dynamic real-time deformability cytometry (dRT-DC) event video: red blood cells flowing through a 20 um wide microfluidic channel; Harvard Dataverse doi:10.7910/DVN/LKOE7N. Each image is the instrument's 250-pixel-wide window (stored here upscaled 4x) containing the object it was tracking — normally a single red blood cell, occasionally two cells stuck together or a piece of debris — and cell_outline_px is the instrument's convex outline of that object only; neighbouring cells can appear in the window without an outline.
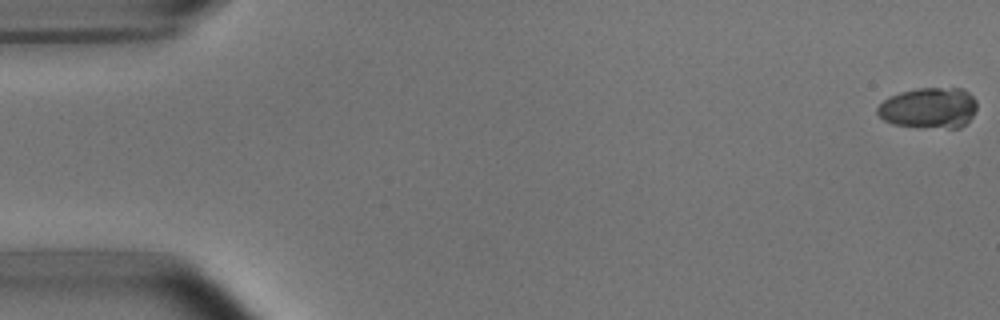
{"species": "common noctule bat (a hibernating species)", "species_latin": "Nyctalus noctula", "temperature_condition": "room temperature", "stored_images_in_passage": 6, "camera_frame_rate_fps": 3000, "um_per_image_px": 0.085, "animal": {"sex": "male", "body_mass_g": 15.6}, "frame": {"image": 1, "passage_image": 1, "time_ms": 0.0, "image_size_px": [1000, 320], "cell_outline_px": [[976, 108], [972, 116], [960, 128], [920, 128], [892, 124], [884, 120], [876, 112], [876, 108], [888, 96], [900, 92], [916, 88], [964, 88], [976, 100]], "centroid_in_image_um": [78.94, 9.18], "position_along_channel_um": 6.1, "area_um2": 23.99}}
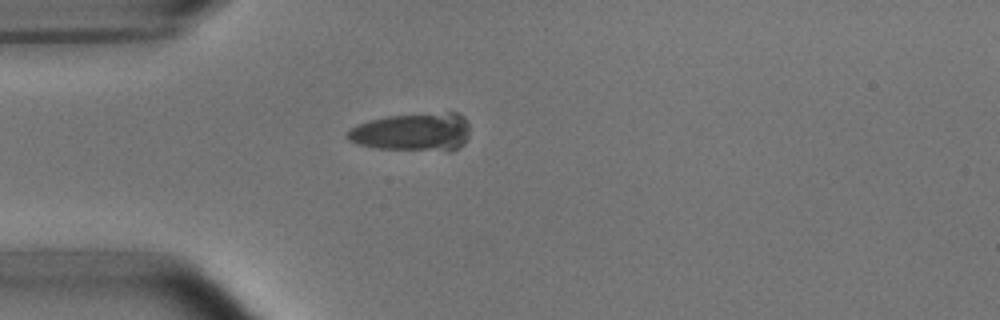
{"frame": {"image": 2, "passage_image": 5, "time_ms": 1.333, "image_size_px": [1000, 320], "cell_outline_px": [[468, 136], [464, 144], [456, 148], [376, 148], [356, 144], [348, 140], [344, 136], [352, 128], [360, 124], [372, 120], [388, 116], [448, 112], [456, 112], [464, 116], [468, 120]], "centroid_in_image_um": [35.06, 11.18], "position_along_channel_um": 49.9, "area_um2": 26.3}}